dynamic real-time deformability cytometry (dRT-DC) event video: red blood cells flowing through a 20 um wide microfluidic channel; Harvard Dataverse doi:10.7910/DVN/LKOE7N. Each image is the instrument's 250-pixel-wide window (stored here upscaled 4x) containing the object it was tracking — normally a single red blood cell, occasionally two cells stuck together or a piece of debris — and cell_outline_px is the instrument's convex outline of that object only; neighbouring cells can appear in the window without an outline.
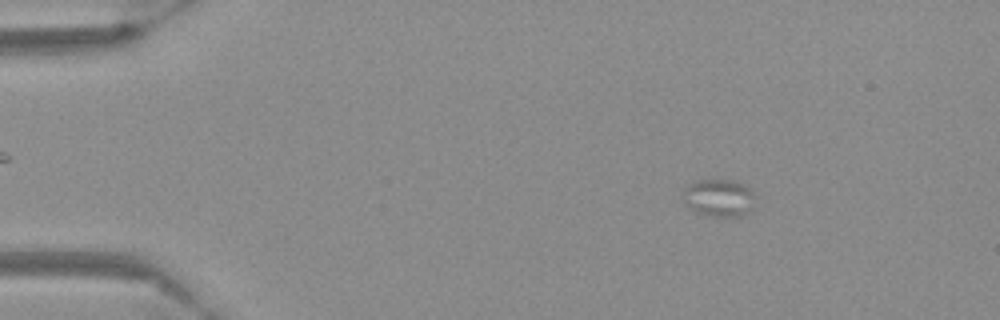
{"species": "Egyptian fruit bat (a non-hibernating species)", "species_latin": "Rousettus aegyptiacus", "temperature_condition": "warm", "stored_images_in_passage": 50, "camera_frame_rate_fps": 3000, "um_per_image_px": 0.085, "frame": {"image": 1, "passage_image": 6, "time_ms": 1.667, "image_size_px": [1000, 320], "cell_outline_px": [[756, 196], [752, 208], [744, 216], [708, 216], [696, 212], [684, 200], [684, 188], [688, 184], [696, 180], [732, 180], [744, 184], [752, 188]], "centroid_in_image_um": [61.17, 16.8], "position_along_channel_um": 23.8, "area_um2": 15.9}}
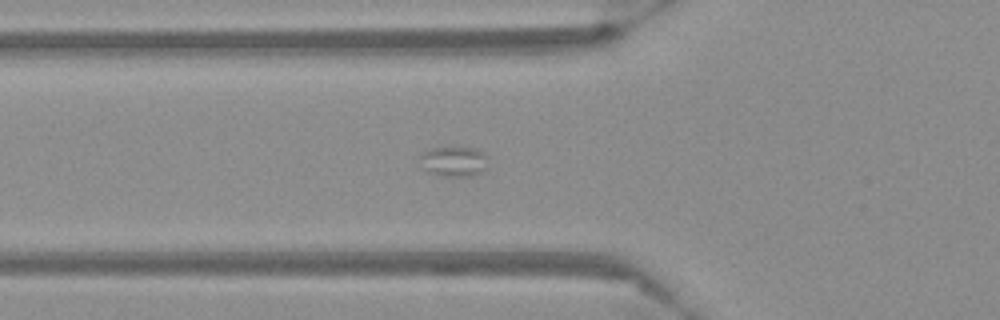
{"frame": {"image": 2, "passage_image": 18, "time_ms": 5.667, "image_size_px": [1000, 320], "cell_outline_px": [[484, 168], [480, 172], [472, 176], [440, 176], [428, 172], [420, 168], [420, 156], [424, 152], [432, 148], [476, 148], [484, 152]], "centroid_in_image_um": [38.49, 13.74], "position_along_channel_um": 87.3, "area_um2": 11.73}}
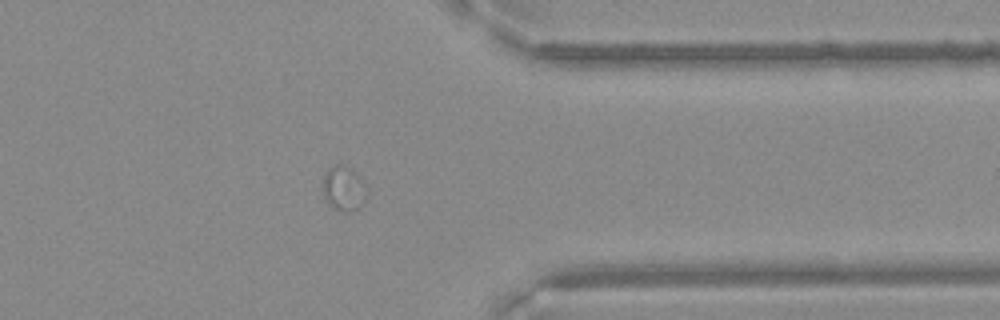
{"frame": {"image": 3, "passage_image": 43, "time_ms": 14.0, "image_size_px": [1000, 320], "cell_outline_px": [[368, 192], [360, 208], [352, 212], [344, 212], [328, 204], [324, 196], [324, 176], [328, 168], [332, 164], [344, 164], [352, 168], [364, 180], [368, 188]], "centroid_in_image_um": [29.27, 15.99], "position_along_channel_um": 382.1, "area_um2": 11.79}}